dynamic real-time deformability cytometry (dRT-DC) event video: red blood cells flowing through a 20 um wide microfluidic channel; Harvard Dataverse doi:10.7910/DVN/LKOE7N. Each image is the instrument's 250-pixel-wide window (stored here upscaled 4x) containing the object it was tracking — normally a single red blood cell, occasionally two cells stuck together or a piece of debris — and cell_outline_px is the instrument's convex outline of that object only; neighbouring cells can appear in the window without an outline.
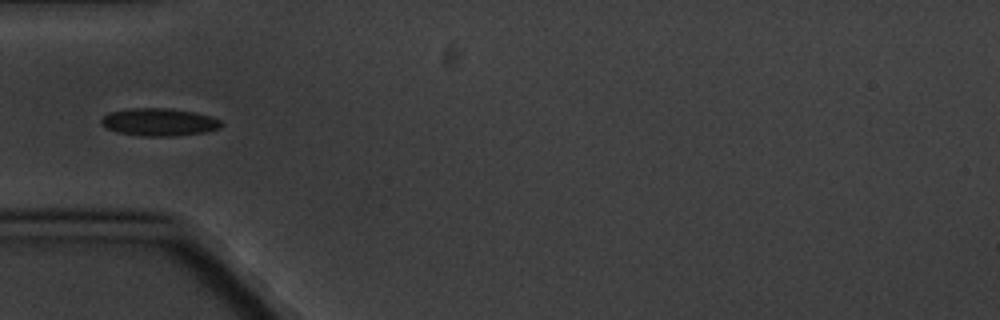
{"species": "common noctule bat (a hibernating species)", "species_latin": "Nyctalus noctula", "temperature_condition": "cold", "stored_images_in_passage": 8, "camera_frame_rate_fps": 3000, "um_per_image_px": 0.085, "animal": {"sex": "male", "body_mass_g": 20.1, "forearm_length_mm": 53.5}, "frame": {"image": 1, "passage_image": 5, "time_ms": 4.667, "image_size_px": [1000, 320], "cell_outline_px": [[224, 124], [220, 128], [204, 132], [176, 136], [140, 136], [116, 132], [104, 128], [100, 124], [100, 120], [108, 112], [128, 108], [172, 108], [196, 112], [220, 120]], "centroid_in_image_um": [13.48, 10.37], "position_along_channel_um": 71.5, "area_um2": 19.65}}